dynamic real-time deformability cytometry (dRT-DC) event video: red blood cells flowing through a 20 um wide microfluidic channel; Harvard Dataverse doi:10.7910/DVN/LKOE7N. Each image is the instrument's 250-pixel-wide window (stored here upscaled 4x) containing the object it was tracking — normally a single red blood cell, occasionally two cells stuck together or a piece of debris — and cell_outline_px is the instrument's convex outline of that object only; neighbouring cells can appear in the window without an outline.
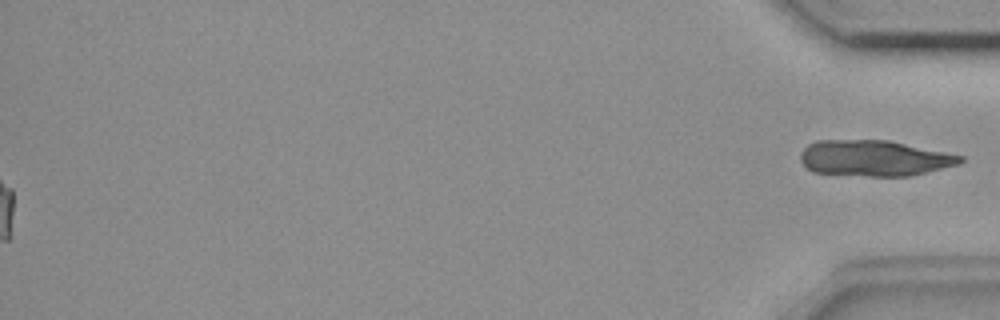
{"species": "common noctule bat (a hibernating species)", "species_latin": "Nyctalus noctula", "temperature_condition": "room temperature", "stored_images_in_passage": 56, "segment_of_instrument_passage": [2, 2], "camera_frame_rate_fps": 3000, "um_per_image_px": 0.085, "animal": {"sex": "female", "body_mass_g": 18.4}, "frame": {"image": 1, "passage_image": 56, "time_ms": 18.333, "image_size_px": [1000, 320], "cell_outline_px": [[964, 160], [960, 164], [912, 176], [868, 176], [812, 172], [800, 160], [800, 152], [808, 144], [816, 140], [888, 140], [964, 156]], "centroid_in_image_um": [74.32, 13.45], "position_along_channel_um": 360.9, "area_um2": 33.52}}